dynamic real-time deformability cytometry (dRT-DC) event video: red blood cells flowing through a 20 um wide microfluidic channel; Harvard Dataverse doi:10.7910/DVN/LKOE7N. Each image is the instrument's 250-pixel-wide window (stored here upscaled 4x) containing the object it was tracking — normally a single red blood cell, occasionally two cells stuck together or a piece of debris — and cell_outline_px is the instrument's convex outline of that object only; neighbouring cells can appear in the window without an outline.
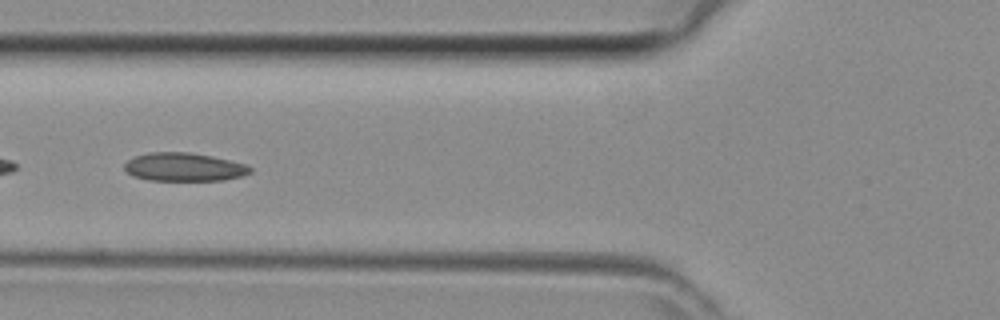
{"species": "common noctule bat (a hibernating species)", "species_latin": "Nyctalus noctula", "temperature_condition": "room temperature", "stored_images_in_passage": 43, "camera_frame_rate_fps": 3000, "um_per_image_px": 0.085, "animal": {"sex": "female", "body_mass_g": 29.2, "forearm_length_mm": 56.3}, "frame": {"image": 1, "passage_image": 16, "time_ms": 5.0, "image_size_px": [1000, 320], "cell_outline_px": [[252, 172], [240, 176], [224, 180], [148, 180], [136, 176], [128, 172], [124, 168], [124, 164], [128, 160], [136, 156], [148, 152], [188, 152], [212, 156], [244, 164], [252, 168]], "centroid_in_image_um": [15.64, 14.19], "position_along_channel_um": 110.2, "area_um2": 20.52}}
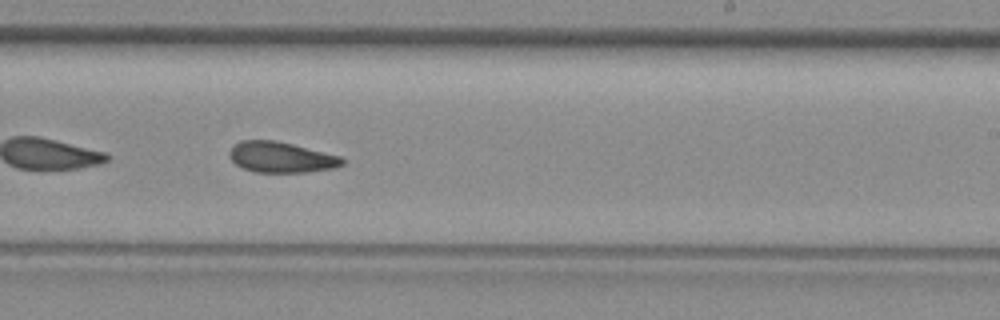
{"frame": {"image": 2, "passage_image": 26, "time_ms": 8.333, "image_size_px": [1000, 320], "cell_outline_px": [[344, 164], [332, 168], [304, 172], [256, 172], [244, 168], [236, 164], [228, 156], [228, 152], [240, 140], [276, 140], [340, 156], [344, 160]], "centroid_in_image_um": [23.87, 13.36], "position_along_channel_um": 265.1, "area_um2": 19.94}}
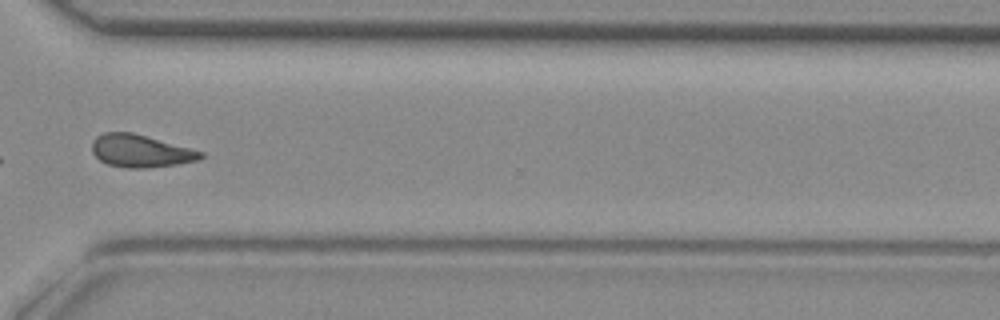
{"frame": {"image": 3, "passage_image": 32, "time_ms": 10.333, "image_size_px": [1000, 320], "cell_outline_px": [[204, 156], [200, 160], [180, 164], [148, 168], [128, 168], [108, 164], [100, 160], [92, 152], [92, 140], [96, 136], [104, 132], [132, 132], [204, 152]], "centroid_in_image_um": [11.95, 12.84], "position_along_channel_um": 358.6, "area_um2": 20.69}}